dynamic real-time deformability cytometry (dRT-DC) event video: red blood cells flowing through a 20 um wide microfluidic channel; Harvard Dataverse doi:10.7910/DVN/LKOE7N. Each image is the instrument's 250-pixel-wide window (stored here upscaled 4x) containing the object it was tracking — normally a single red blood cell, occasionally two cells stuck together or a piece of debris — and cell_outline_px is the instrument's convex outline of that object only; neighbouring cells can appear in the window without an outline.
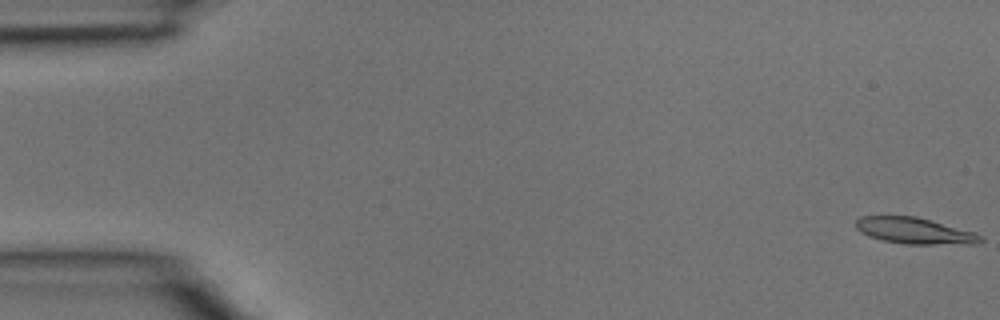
{"species": "common noctule bat (a hibernating species)", "species_latin": "Nyctalus noctula", "temperature_condition": "room temperature", "stored_images_in_passage": 4, "camera_frame_rate_fps": 3000, "um_per_image_px": 0.085, "animal": {"sex": "male", "body_mass_g": 15.6}, "frame": {"image": 1, "passage_image": 1, "time_ms": 0.0, "image_size_px": [1000, 320], "cell_outline_px": [[984, 240], [980, 244], [904, 244], [884, 240], [868, 236], [860, 232], [856, 228], [856, 220], [860, 216], [916, 216], [976, 232], [984, 236]], "centroid_in_image_um": [77.8, 19.62], "position_along_channel_um": 7.2, "area_um2": 19.31}}
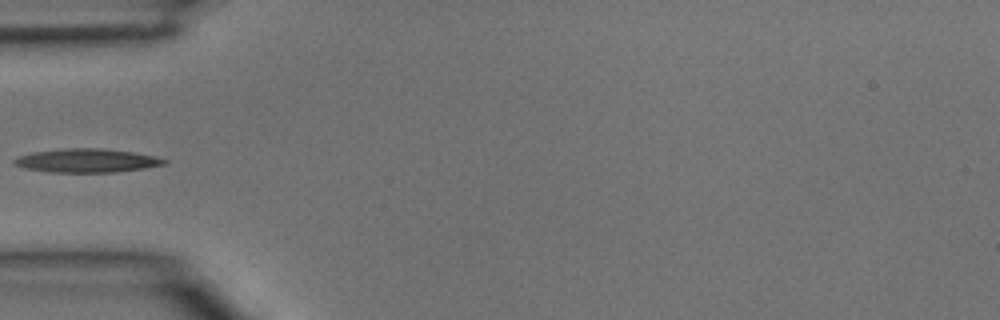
{"frame": {"image": 2, "passage_image": 4, "time_ms": 1.0, "image_size_px": [1000, 320], "cell_outline_px": [[168, 164], [144, 168], [116, 172], [48, 172], [24, 168], [12, 164], [12, 160], [20, 156], [32, 152], [68, 148], [100, 148], [132, 152], [156, 156], [168, 160]], "centroid_in_image_um": [7.39, 13.65], "position_along_channel_um": 77.6, "area_um2": 20.75}}